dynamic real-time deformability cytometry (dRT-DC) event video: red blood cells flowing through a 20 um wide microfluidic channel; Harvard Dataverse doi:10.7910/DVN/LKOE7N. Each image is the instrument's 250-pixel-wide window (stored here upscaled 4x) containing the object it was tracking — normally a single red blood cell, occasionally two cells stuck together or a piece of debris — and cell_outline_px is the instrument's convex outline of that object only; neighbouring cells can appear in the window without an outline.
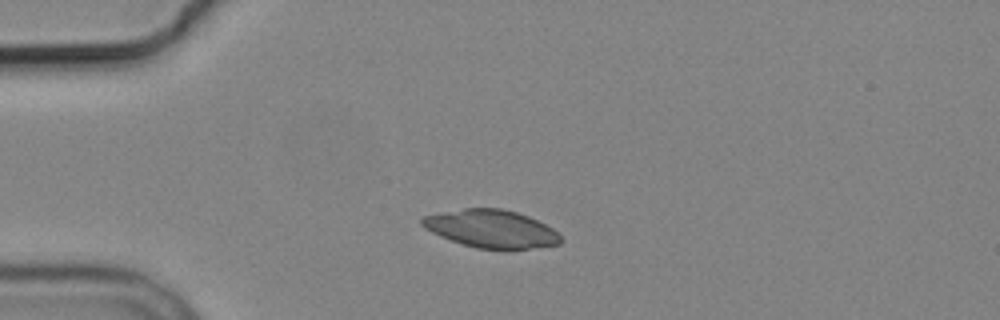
{"species": "common noctule bat (a hibernating species)", "species_latin": "Nyctalus noctula", "temperature_condition": "cold", "stored_images_in_passage": 8, "camera_frame_rate_fps": 3000, "um_per_image_px": 0.085, "animal": {"sex": "male", "body_mass_g": 19.2, "forearm_length_mm": 51.8}, "frame": {"image": 1, "passage_image": 1, "time_ms": 0.0, "image_size_px": [1000, 320], "cell_outline_px": [[564, 240], [560, 244], [508, 252], [476, 248], [440, 236], [424, 228], [420, 224], [420, 220], [424, 216], [464, 208], [500, 208], [516, 212], [528, 216], [552, 228]], "centroid_in_image_um": [41.79, 19.49], "position_along_channel_um": 43.2, "area_um2": 30.98}}
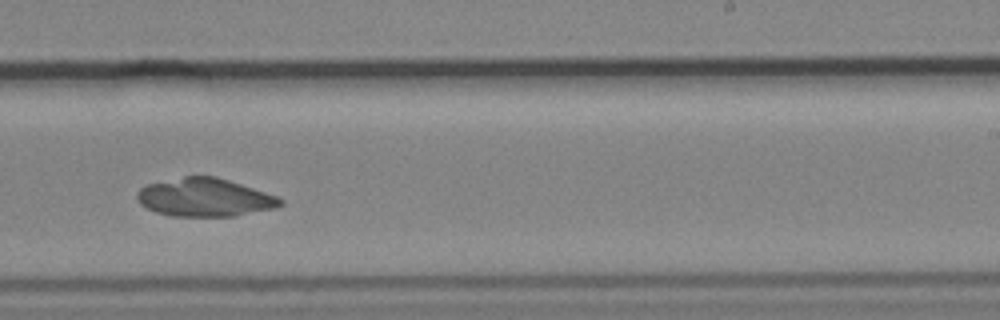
{"frame": {"image": 2, "passage_image": 7, "time_ms": 7.0, "image_size_px": [1000, 320], "cell_outline_px": [[284, 204], [276, 208], [232, 216], [172, 216], [156, 212], [140, 204], [136, 196], [136, 192], [140, 188], [148, 184], [184, 176], [216, 176], [276, 196], [284, 200]], "centroid_in_image_um": [17.39, 16.78], "position_along_channel_um": 271.6, "area_um2": 31.67}}